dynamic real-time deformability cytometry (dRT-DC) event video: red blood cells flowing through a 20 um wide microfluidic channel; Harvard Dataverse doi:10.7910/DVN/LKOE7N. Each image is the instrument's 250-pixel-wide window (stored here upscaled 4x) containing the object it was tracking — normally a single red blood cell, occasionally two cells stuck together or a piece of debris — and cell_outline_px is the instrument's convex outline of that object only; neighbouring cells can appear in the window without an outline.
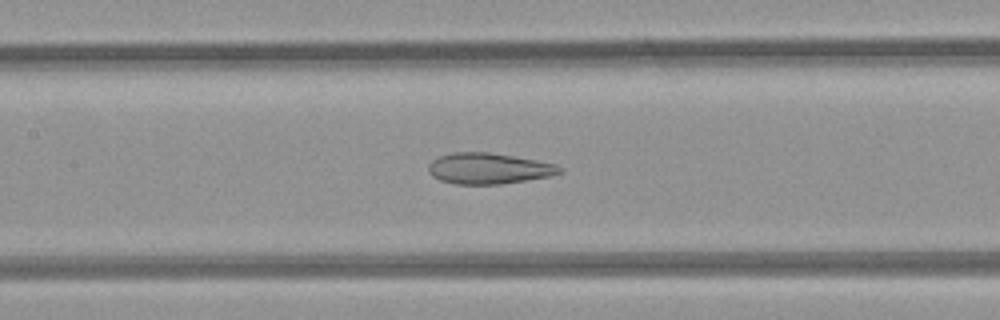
{"species": "common noctule bat (a hibernating species)", "species_latin": "Nyctalus noctula", "temperature_condition": "room temperature", "stored_images_in_passage": 47, "camera_frame_rate_fps": 3000, "um_per_image_px": 0.085, "animal": {"sex": "female", "body_mass_g": 21.9}, "frame": {"image": 1, "passage_image": 22, "time_ms": 7.0, "image_size_px": [1000, 320], "cell_outline_px": [[564, 172], [552, 176], [500, 184], [456, 184], [440, 180], [432, 176], [428, 172], [428, 164], [432, 160], [440, 156], [452, 152], [488, 152], [536, 160], [556, 164], [564, 168]], "centroid_in_image_um": [41.55, 14.32], "position_along_channel_um": 165.8, "area_um2": 23.76}}
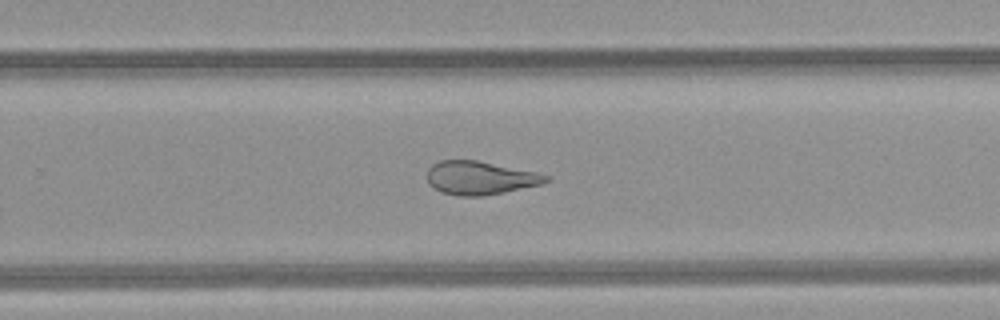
{"frame": {"image": 2, "passage_image": 31, "time_ms": 10.0, "image_size_px": [1000, 320], "cell_outline_px": [[548, 180], [544, 184], [484, 196], [460, 196], [440, 192], [428, 184], [428, 168], [432, 164], [440, 160], [476, 160], [536, 172], [548, 176]], "centroid_in_image_um": [40.78, 15.13], "position_along_channel_um": 289.0, "area_um2": 23.12}}
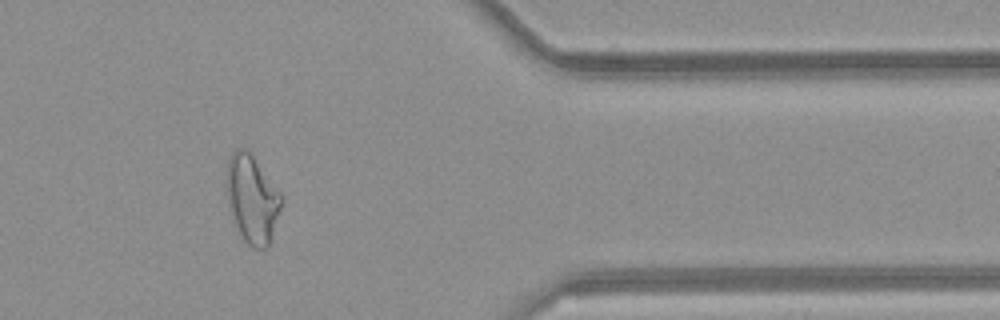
{"frame": {"image": 3, "passage_image": 40, "time_ms": 13.0, "image_size_px": [1000, 320], "cell_outline_px": [[284, 200], [268, 244], [264, 248], [252, 248], [244, 240], [232, 216], [228, 204], [228, 160], [232, 152], [236, 148], [244, 148], [252, 156], [284, 196]], "centroid_in_image_um": [21.46, 16.91], "position_along_channel_um": 389.9, "area_um2": 27.34}, "authors_computed_cell_mechanics": {"area_um2": 27.8018, "velocity_mm_per_s": 4.1236, "shape_relaxation_time_tau1_ms": null, "shape_relaxation_time_tau2_ms": 2.1835, "deformation_change_tau1": null, "deformation_change_tau2": 0.1017}}